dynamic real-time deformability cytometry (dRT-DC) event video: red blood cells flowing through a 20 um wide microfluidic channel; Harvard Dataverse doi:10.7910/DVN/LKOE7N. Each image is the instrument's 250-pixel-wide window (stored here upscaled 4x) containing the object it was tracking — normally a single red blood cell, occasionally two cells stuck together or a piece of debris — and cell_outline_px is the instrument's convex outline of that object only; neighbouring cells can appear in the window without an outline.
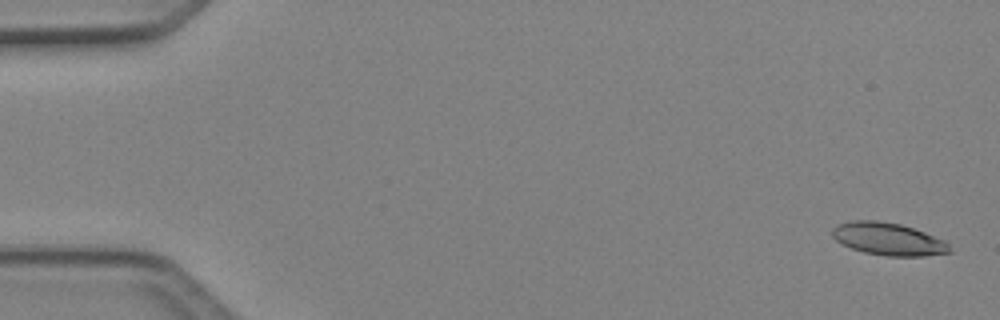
{"species": "Egyptian fruit bat (a non-hibernating species)", "species_latin": "Rousettus aegyptiacus", "temperature_condition": "cold", "stored_images_in_passage": 5, "camera_frame_rate_fps": 3000, "um_per_image_px": 0.085, "animal": {"sex": "female"}, "frame": {"image": 1, "passage_image": 1, "time_ms": 0.0, "image_size_px": [1000, 320], "cell_outline_px": [[952, 252], [924, 256], [888, 256], [864, 252], [840, 244], [832, 236], [832, 228], [836, 224], [852, 220], [876, 220], [900, 224], [924, 232], [944, 240], [948, 244]], "centroid_in_image_um": [75.47, 20.31], "position_along_channel_um": 9.5, "area_um2": 22.25}}
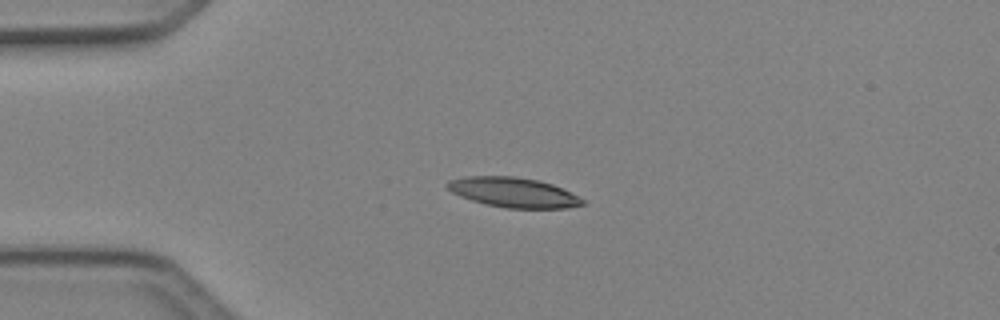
{"frame": {"image": 2, "passage_image": 4, "time_ms": 1.0, "image_size_px": [1000, 320], "cell_outline_px": [[588, 204], [568, 208], [504, 208], [484, 204], [460, 196], [452, 192], [444, 184], [448, 180], [468, 176], [512, 176], [540, 180], [552, 184], [584, 200]], "centroid_in_image_um": [43.62, 16.36], "position_along_channel_um": 41.4, "area_um2": 23.52}}